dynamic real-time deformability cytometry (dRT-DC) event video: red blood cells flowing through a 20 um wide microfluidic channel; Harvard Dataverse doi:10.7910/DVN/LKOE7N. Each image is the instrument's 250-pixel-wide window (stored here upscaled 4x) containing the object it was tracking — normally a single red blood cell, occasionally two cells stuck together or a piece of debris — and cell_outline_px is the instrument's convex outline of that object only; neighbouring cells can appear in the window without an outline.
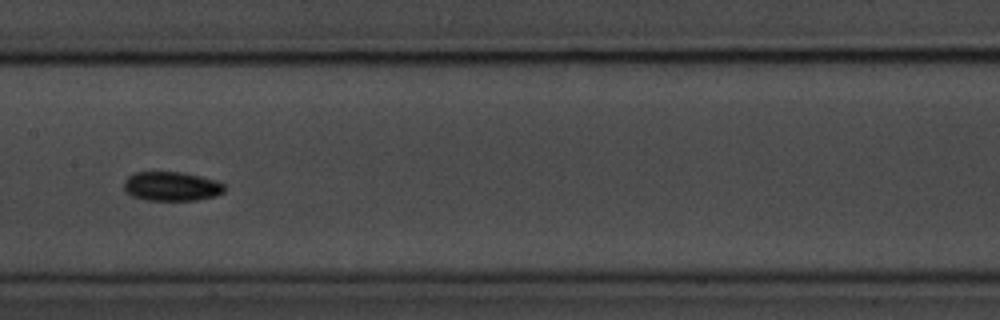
{"species": "common noctule bat (a hibernating species)", "species_latin": "Nyctalus noctula", "temperature_condition": "room temperature", "stored_images_in_passage": 26, "camera_frame_rate_fps": 3000, "um_per_image_px": 0.085, "animal": {"sex": "male", "body_mass_g": 20.1, "forearm_length_mm": 53.5}, "frame": {"image": 1, "passage_image": 15, "time_ms": 4.667, "image_size_px": [1000, 320], "cell_outline_px": [[224, 192], [216, 196], [196, 200], [144, 200], [132, 196], [124, 188], [124, 180], [132, 172], [184, 172], [216, 180], [224, 184]], "centroid_in_image_um": [14.58, 15.83], "position_along_channel_um": 192.8, "area_um2": 17.22}}